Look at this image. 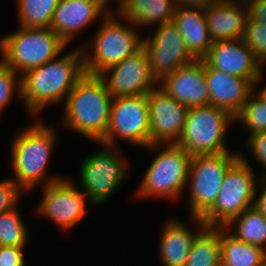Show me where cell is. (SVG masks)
<instances>
[{
  "label": "cell",
  "instance_id": "obj_31",
  "mask_svg": "<svg viewBox=\"0 0 266 266\" xmlns=\"http://www.w3.org/2000/svg\"><path fill=\"white\" fill-rule=\"evenodd\" d=\"M242 40L250 47L259 60L266 64V23L249 21Z\"/></svg>",
  "mask_w": 266,
  "mask_h": 266
},
{
  "label": "cell",
  "instance_id": "obj_1",
  "mask_svg": "<svg viewBox=\"0 0 266 266\" xmlns=\"http://www.w3.org/2000/svg\"><path fill=\"white\" fill-rule=\"evenodd\" d=\"M59 56L21 75V100L31 115L65 101L86 74L80 47Z\"/></svg>",
  "mask_w": 266,
  "mask_h": 266
},
{
  "label": "cell",
  "instance_id": "obj_8",
  "mask_svg": "<svg viewBox=\"0 0 266 266\" xmlns=\"http://www.w3.org/2000/svg\"><path fill=\"white\" fill-rule=\"evenodd\" d=\"M234 121L229 112L214 105L189 108L184 128L175 144L191 156L228 152L225 135Z\"/></svg>",
  "mask_w": 266,
  "mask_h": 266
},
{
  "label": "cell",
  "instance_id": "obj_22",
  "mask_svg": "<svg viewBox=\"0 0 266 266\" xmlns=\"http://www.w3.org/2000/svg\"><path fill=\"white\" fill-rule=\"evenodd\" d=\"M172 22L183 36L188 51L196 59H203L213 44L204 7L178 5Z\"/></svg>",
  "mask_w": 266,
  "mask_h": 266
},
{
  "label": "cell",
  "instance_id": "obj_36",
  "mask_svg": "<svg viewBox=\"0 0 266 266\" xmlns=\"http://www.w3.org/2000/svg\"><path fill=\"white\" fill-rule=\"evenodd\" d=\"M257 188H259L256 189L258 197H255L254 206L266 216V175H261Z\"/></svg>",
  "mask_w": 266,
  "mask_h": 266
},
{
  "label": "cell",
  "instance_id": "obj_34",
  "mask_svg": "<svg viewBox=\"0 0 266 266\" xmlns=\"http://www.w3.org/2000/svg\"><path fill=\"white\" fill-rule=\"evenodd\" d=\"M24 247L0 246V266H25Z\"/></svg>",
  "mask_w": 266,
  "mask_h": 266
},
{
  "label": "cell",
  "instance_id": "obj_35",
  "mask_svg": "<svg viewBox=\"0 0 266 266\" xmlns=\"http://www.w3.org/2000/svg\"><path fill=\"white\" fill-rule=\"evenodd\" d=\"M248 9V20L266 23V0H244Z\"/></svg>",
  "mask_w": 266,
  "mask_h": 266
},
{
  "label": "cell",
  "instance_id": "obj_12",
  "mask_svg": "<svg viewBox=\"0 0 266 266\" xmlns=\"http://www.w3.org/2000/svg\"><path fill=\"white\" fill-rule=\"evenodd\" d=\"M155 27L153 34L143 36V47L148 54L151 74L159 84L165 77L196 58L188 51L183 36L173 22Z\"/></svg>",
  "mask_w": 266,
  "mask_h": 266
},
{
  "label": "cell",
  "instance_id": "obj_20",
  "mask_svg": "<svg viewBox=\"0 0 266 266\" xmlns=\"http://www.w3.org/2000/svg\"><path fill=\"white\" fill-rule=\"evenodd\" d=\"M204 11L213 43L242 39L248 19L244 0H221L204 7Z\"/></svg>",
  "mask_w": 266,
  "mask_h": 266
},
{
  "label": "cell",
  "instance_id": "obj_29",
  "mask_svg": "<svg viewBox=\"0 0 266 266\" xmlns=\"http://www.w3.org/2000/svg\"><path fill=\"white\" fill-rule=\"evenodd\" d=\"M234 120L249 130V136L266 131V101L253 90Z\"/></svg>",
  "mask_w": 266,
  "mask_h": 266
},
{
  "label": "cell",
  "instance_id": "obj_5",
  "mask_svg": "<svg viewBox=\"0 0 266 266\" xmlns=\"http://www.w3.org/2000/svg\"><path fill=\"white\" fill-rule=\"evenodd\" d=\"M159 148L163 150L159 152ZM145 149L159 153L146 169L136 191L137 196L164 197L171 201L180 198L188 185L192 156L175 143L151 144Z\"/></svg>",
  "mask_w": 266,
  "mask_h": 266
},
{
  "label": "cell",
  "instance_id": "obj_23",
  "mask_svg": "<svg viewBox=\"0 0 266 266\" xmlns=\"http://www.w3.org/2000/svg\"><path fill=\"white\" fill-rule=\"evenodd\" d=\"M117 3L115 12L137 28L171 23L178 6L177 0H118Z\"/></svg>",
  "mask_w": 266,
  "mask_h": 266
},
{
  "label": "cell",
  "instance_id": "obj_21",
  "mask_svg": "<svg viewBox=\"0 0 266 266\" xmlns=\"http://www.w3.org/2000/svg\"><path fill=\"white\" fill-rule=\"evenodd\" d=\"M192 220L196 223V231L177 218H170L164 223L159 237V257L163 266L186 265L194 239L206 227L200 217H192Z\"/></svg>",
  "mask_w": 266,
  "mask_h": 266
},
{
  "label": "cell",
  "instance_id": "obj_28",
  "mask_svg": "<svg viewBox=\"0 0 266 266\" xmlns=\"http://www.w3.org/2000/svg\"><path fill=\"white\" fill-rule=\"evenodd\" d=\"M19 203L0 213V246L25 247L29 241V230L17 210Z\"/></svg>",
  "mask_w": 266,
  "mask_h": 266
},
{
  "label": "cell",
  "instance_id": "obj_27",
  "mask_svg": "<svg viewBox=\"0 0 266 266\" xmlns=\"http://www.w3.org/2000/svg\"><path fill=\"white\" fill-rule=\"evenodd\" d=\"M59 0H16L20 27L50 28Z\"/></svg>",
  "mask_w": 266,
  "mask_h": 266
},
{
  "label": "cell",
  "instance_id": "obj_24",
  "mask_svg": "<svg viewBox=\"0 0 266 266\" xmlns=\"http://www.w3.org/2000/svg\"><path fill=\"white\" fill-rule=\"evenodd\" d=\"M266 259V250L243 242L221 227V266H258Z\"/></svg>",
  "mask_w": 266,
  "mask_h": 266
},
{
  "label": "cell",
  "instance_id": "obj_26",
  "mask_svg": "<svg viewBox=\"0 0 266 266\" xmlns=\"http://www.w3.org/2000/svg\"><path fill=\"white\" fill-rule=\"evenodd\" d=\"M185 266H221V227L206 226L196 236Z\"/></svg>",
  "mask_w": 266,
  "mask_h": 266
},
{
  "label": "cell",
  "instance_id": "obj_19",
  "mask_svg": "<svg viewBox=\"0 0 266 266\" xmlns=\"http://www.w3.org/2000/svg\"><path fill=\"white\" fill-rule=\"evenodd\" d=\"M206 83L210 105L221 108L235 117L254 90V84L245 78L211 68L205 62Z\"/></svg>",
  "mask_w": 266,
  "mask_h": 266
},
{
  "label": "cell",
  "instance_id": "obj_38",
  "mask_svg": "<svg viewBox=\"0 0 266 266\" xmlns=\"http://www.w3.org/2000/svg\"><path fill=\"white\" fill-rule=\"evenodd\" d=\"M254 90L264 101H266V85L264 86V88H261L260 90H259V88L257 91H256V89H254Z\"/></svg>",
  "mask_w": 266,
  "mask_h": 266
},
{
  "label": "cell",
  "instance_id": "obj_2",
  "mask_svg": "<svg viewBox=\"0 0 266 266\" xmlns=\"http://www.w3.org/2000/svg\"><path fill=\"white\" fill-rule=\"evenodd\" d=\"M52 126L36 120L16 134L11 144L12 180L26 193L40 183L45 186L64 179V176H48V163L57 136ZM47 176V177H46Z\"/></svg>",
  "mask_w": 266,
  "mask_h": 266
},
{
  "label": "cell",
  "instance_id": "obj_13",
  "mask_svg": "<svg viewBox=\"0 0 266 266\" xmlns=\"http://www.w3.org/2000/svg\"><path fill=\"white\" fill-rule=\"evenodd\" d=\"M42 189V201L36 212L63 231L75 226L87 212L86 206L90 200L68 177L45 185Z\"/></svg>",
  "mask_w": 266,
  "mask_h": 266
},
{
  "label": "cell",
  "instance_id": "obj_10",
  "mask_svg": "<svg viewBox=\"0 0 266 266\" xmlns=\"http://www.w3.org/2000/svg\"><path fill=\"white\" fill-rule=\"evenodd\" d=\"M87 156L80 167V189L93 205L104 203L123 185L128 164L118 154L117 146H107ZM117 150V151H116Z\"/></svg>",
  "mask_w": 266,
  "mask_h": 266
},
{
  "label": "cell",
  "instance_id": "obj_6",
  "mask_svg": "<svg viewBox=\"0 0 266 266\" xmlns=\"http://www.w3.org/2000/svg\"><path fill=\"white\" fill-rule=\"evenodd\" d=\"M68 45L51 28L20 27L0 37L1 61L23 75L61 55Z\"/></svg>",
  "mask_w": 266,
  "mask_h": 266
},
{
  "label": "cell",
  "instance_id": "obj_15",
  "mask_svg": "<svg viewBox=\"0 0 266 266\" xmlns=\"http://www.w3.org/2000/svg\"><path fill=\"white\" fill-rule=\"evenodd\" d=\"M203 60L213 69L249 79L254 89L264 77V64L242 39L214 42Z\"/></svg>",
  "mask_w": 266,
  "mask_h": 266
},
{
  "label": "cell",
  "instance_id": "obj_7",
  "mask_svg": "<svg viewBox=\"0 0 266 266\" xmlns=\"http://www.w3.org/2000/svg\"><path fill=\"white\" fill-rule=\"evenodd\" d=\"M260 176L247 158L241 157L227 171L214 205L201 217L208 227H225L232 219L255 204Z\"/></svg>",
  "mask_w": 266,
  "mask_h": 266
},
{
  "label": "cell",
  "instance_id": "obj_40",
  "mask_svg": "<svg viewBox=\"0 0 266 266\" xmlns=\"http://www.w3.org/2000/svg\"><path fill=\"white\" fill-rule=\"evenodd\" d=\"M258 266H266V259Z\"/></svg>",
  "mask_w": 266,
  "mask_h": 266
},
{
  "label": "cell",
  "instance_id": "obj_14",
  "mask_svg": "<svg viewBox=\"0 0 266 266\" xmlns=\"http://www.w3.org/2000/svg\"><path fill=\"white\" fill-rule=\"evenodd\" d=\"M99 77L106 83L113 98L148 94L158 87L151 74L148 54L144 47L134 55L108 67Z\"/></svg>",
  "mask_w": 266,
  "mask_h": 266
},
{
  "label": "cell",
  "instance_id": "obj_3",
  "mask_svg": "<svg viewBox=\"0 0 266 266\" xmlns=\"http://www.w3.org/2000/svg\"><path fill=\"white\" fill-rule=\"evenodd\" d=\"M112 95L99 75L85 74L64 102L63 124L70 130L100 143L110 120Z\"/></svg>",
  "mask_w": 266,
  "mask_h": 266
},
{
  "label": "cell",
  "instance_id": "obj_25",
  "mask_svg": "<svg viewBox=\"0 0 266 266\" xmlns=\"http://www.w3.org/2000/svg\"><path fill=\"white\" fill-rule=\"evenodd\" d=\"M225 228L237 239L266 250V216L255 206L244 210Z\"/></svg>",
  "mask_w": 266,
  "mask_h": 266
},
{
  "label": "cell",
  "instance_id": "obj_11",
  "mask_svg": "<svg viewBox=\"0 0 266 266\" xmlns=\"http://www.w3.org/2000/svg\"><path fill=\"white\" fill-rule=\"evenodd\" d=\"M137 147L150 145V113L147 94L112 99L110 120L104 139L98 143L118 146L117 140Z\"/></svg>",
  "mask_w": 266,
  "mask_h": 266
},
{
  "label": "cell",
  "instance_id": "obj_16",
  "mask_svg": "<svg viewBox=\"0 0 266 266\" xmlns=\"http://www.w3.org/2000/svg\"><path fill=\"white\" fill-rule=\"evenodd\" d=\"M150 113V145L176 143L182 133L189 108L161 88L147 94Z\"/></svg>",
  "mask_w": 266,
  "mask_h": 266
},
{
  "label": "cell",
  "instance_id": "obj_9",
  "mask_svg": "<svg viewBox=\"0 0 266 266\" xmlns=\"http://www.w3.org/2000/svg\"><path fill=\"white\" fill-rule=\"evenodd\" d=\"M240 157L241 154L231 151L192 156L187 182L191 218H201L214 205L227 171Z\"/></svg>",
  "mask_w": 266,
  "mask_h": 266
},
{
  "label": "cell",
  "instance_id": "obj_4",
  "mask_svg": "<svg viewBox=\"0 0 266 266\" xmlns=\"http://www.w3.org/2000/svg\"><path fill=\"white\" fill-rule=\"evenodd\" d=\"M101 19L90 50L81 48L85 73L88 75L101 74L108 67L134 55L143 47V37L128 19L120 17L114 11Z\"/></svg>",
  "mask_w": 266,
  "mask_h": 266
},
{
  "label": "cell",
  "instance_id": "obj_30",
  "mask_svg": "<svg viewBox=\"0 0 266 266\" xmlns=\"http://www.w3.org/2000/svg\"><path fill=\"white\" fill-rule=\"evenodd\" d=\"M18 75L17 72L0 60V113L8 106L16 91L21 100V75Z\"/></svg>",
  "mask_w": 266,
  "mask_h": 266
},
{
  "label": "cell",
  "instance_id": "obj_18",
  "mask_svg": "<svg viewBox=\"0 0 266 266\" xmlns=\"http://www.w3.org/2000/svg\"><path fill=\"white\" fill-rule=\"evenodd\" d=\"M110 12L100 0H59L50 28L69 45L81 30Z\"/></svg>",
  "mask_w": 266,
  "mask_h": 266
},
{
  "label": "cell",
  "instance_id": "obj_32",
  "mask_svg": "<svg viewBox=\"0 0 266 266\" xmlns=\"http://www.w3.org/2000/svg\"><path fill=\"white\" fill-rule=\"evenodd\" d=\"M22 193L24 192L11 178L0 180V213L15 207Z\"/></svg>",
  "mask_w": 266,
  "mask_h": 266
},
{
  "label": "cell",
  "instance_id": "obj_33",
  "mask_svg": "<svg viewBox=\"0 0 266 266\" xmlns=\"http://www.w3.org/2000/svg\"><path fill=\"white\" fill-rule=\"evenodd\" d=\"M246 144L251 150L255 161L265 169L263 175H266V131L258 132L250 136L247 138Z\"/></svg>",
  "mask_w": 266,
  "mask_h": 266
},
{
  "label": "cell",
  "instance_id": "obj_17",
  "mask_svg": "<svg viewBox=\"0 0 266 266\" xmlns=\"http://www.w3.org/2000/svg\"><path fill=\"white\" fill-rule=\"evenodd\" d=\"M159 83V88L187 108L210 105L203 59L183 65Z\"/></svg>",
  "mask_w": 266,
  "mask_h": 266
},
{
  "label": "cell",
  "instance_id": "obj_37",
  "mask_svg": "<svg viewBox=\"0 0 266 266\" xmlns=\"http://www.w3.org/2000/svg\"><path fill=\"white\" fill-rule=\"evenodd\" d=\"M218 1L221 0H177L178 5L193 6V7H206Z\"/></svg>",
  "mask_w": 266,
  "mask_h": 266
},
{
  "label": "cell",
  "instance_id": "obj_39",
  "mask_svg": "<svg viewBox=\"0 0 266 266\" xmlns=\"http://www.w3.org/2000/svg\"><path fill=\"white\" fill-rule=\"evenodd\" d=\"M110 11H113L112 9H111V6L109 7V1L110 0H100ZM117 2H118V0H116V5H117Z\"/></svg>",
  "mask_w": 266,
  "mask_h": 266
}]
</instances>
